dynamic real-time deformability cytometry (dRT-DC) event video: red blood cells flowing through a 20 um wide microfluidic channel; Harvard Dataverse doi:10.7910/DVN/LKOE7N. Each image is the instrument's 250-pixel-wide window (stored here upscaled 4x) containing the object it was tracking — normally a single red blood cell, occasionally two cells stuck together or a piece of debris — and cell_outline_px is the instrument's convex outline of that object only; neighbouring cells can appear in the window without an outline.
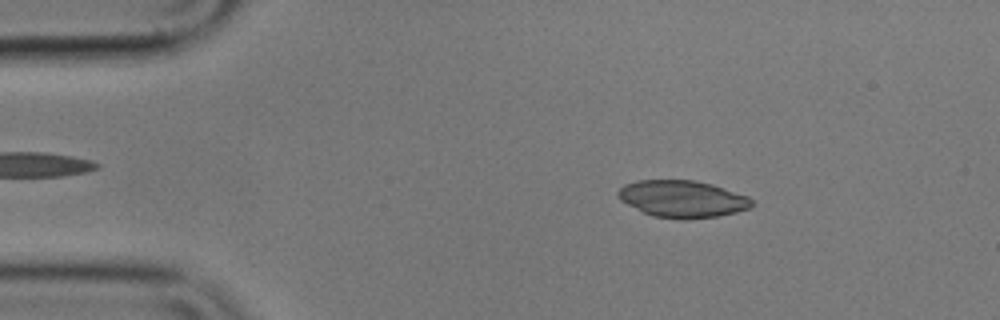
{"species": "common noctule bat (a hibernating species)", "species_latin": "Nyctalus noctula", "temperature_condition": "cold", "stored_images_in_passage": 54, "camera_frame_rate_fps": 3000, "um_per_image_px": 0.085, "animal": {"sex": "male", "body_mass_g": 17.9}, "frame": {"image": 1, "passage_image": 8, "time_ms": 2.333, "image_size_px": [1000, 320], "cell_outline_px": [[752, 204], [748, 208], [736, 212], [716, 216], [684, 220], [680, 220], [652, 216], [620, 200], [616, 196], [616, 192], [624, 184], [636, 180], [696, 180], [712, 184], [748, 196], [752, 200]], "centroid_in_image_um": [57.97, 16.9], "position_along_channel_um": 27.0, "area_um2": 28.9}}